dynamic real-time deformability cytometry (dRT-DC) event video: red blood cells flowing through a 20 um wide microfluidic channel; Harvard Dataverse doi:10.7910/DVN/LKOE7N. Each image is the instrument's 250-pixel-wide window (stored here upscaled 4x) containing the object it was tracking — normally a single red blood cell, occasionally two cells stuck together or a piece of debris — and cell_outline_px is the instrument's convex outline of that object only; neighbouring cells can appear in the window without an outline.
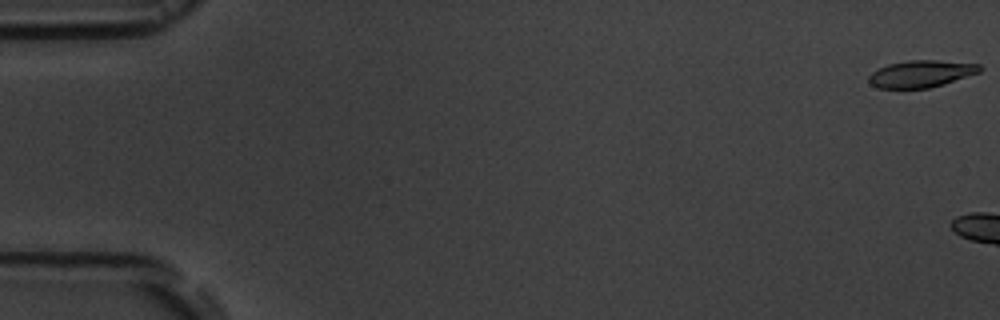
{"species": "common noctule bat (a hibernating species)", "species_latin": "Nyctalus noctula", "temperature_condition": "room temperature", "stored_images_in_passage": 3, "camera_frame_rate_fps": 3000, "um_per_image_px": 0.085, "animal": {"sex": "male", "body_mass_g": 19.5, "forearm_length_mm": 54.6}, "frame": {"image": 1, "passage_image": 1, "time_ms": 0.0, "image_size_px": [1000, 320], "cell_outline_px": [[984, 68], [980, 72], [944, 84], [928, 88], [876, 88], [868, 80], [868, 76], [872, 72], [888, 64], [908, 60], [936, 60], [980, 64]], "centroid_in_image_um": [78.31, 6.27], "position_along_channel_um": 6.7, "area_um2": 17.46}}